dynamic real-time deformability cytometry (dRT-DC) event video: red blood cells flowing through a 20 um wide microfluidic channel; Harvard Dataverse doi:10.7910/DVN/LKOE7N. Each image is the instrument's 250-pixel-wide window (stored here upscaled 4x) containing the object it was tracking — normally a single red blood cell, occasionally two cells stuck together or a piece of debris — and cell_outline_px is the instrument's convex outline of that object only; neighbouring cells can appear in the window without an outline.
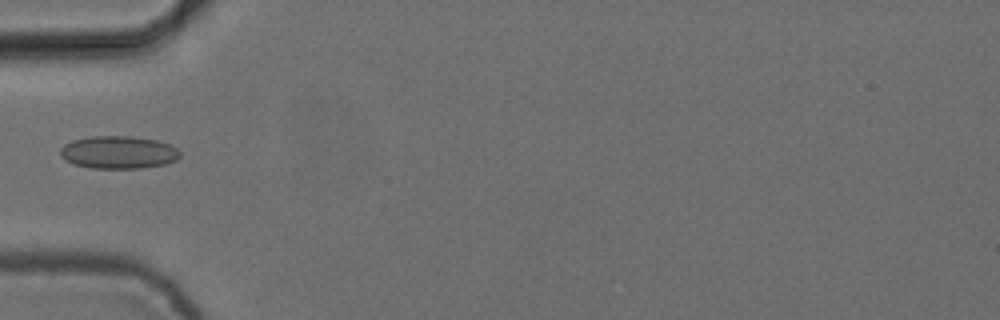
{"species": "common noctule bat (a hibernating species)", "species_latin": "Nyctalus noctula", "temperature_condition": "cold", "stored_images_in_passage": 6, "camera_frame_rate_fps": 3000, "um_per_image_px": 0.085, "animal": {"sex": "female", "body_mass_g": 24.6, "forearm_length_mm": 56.2}, "frame": {"image": 1, "passage_image": 5, "time_ms": 1.333, "image_size_px": [1000, 320], "cell_outline_px": [[180, 156], [176, 160], [164, 164], [140, 168], [92, 168], [72, 164], [64, 160], [60, 156], [60, 148], [64, 144], [72, 140], [92, 136], [132, 136], [156, 140], [172, 144], [180, 152]], "centroid_in_image_um": [10.05, 12.94], "position_along_channel_um": 75.0, "area_um2": 23.0}}
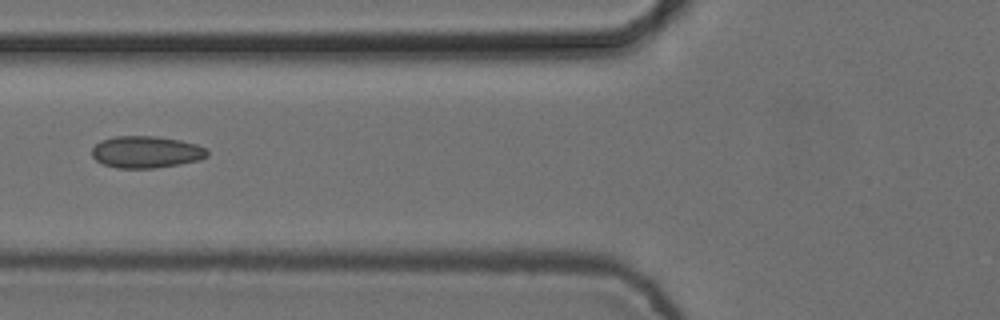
{"frame": {"image": 2, "passage_image": 6, "time_ms": 1.667, "image_size_px": [1000, 320], "cell_outline_px": [[208, 156], [200, 160], [180, 164], [152, 168], [116, 168], [104, 164], [96, 160], [92, 156], [92, 148], [100, 140], [112, 136], [156, 136], [180, 140], [196, 144], [208, 148]], "centroid_in_image_um": [12.43, 12.91], "position_along_channel_um": 113.4, "area_um2": 21.62}}